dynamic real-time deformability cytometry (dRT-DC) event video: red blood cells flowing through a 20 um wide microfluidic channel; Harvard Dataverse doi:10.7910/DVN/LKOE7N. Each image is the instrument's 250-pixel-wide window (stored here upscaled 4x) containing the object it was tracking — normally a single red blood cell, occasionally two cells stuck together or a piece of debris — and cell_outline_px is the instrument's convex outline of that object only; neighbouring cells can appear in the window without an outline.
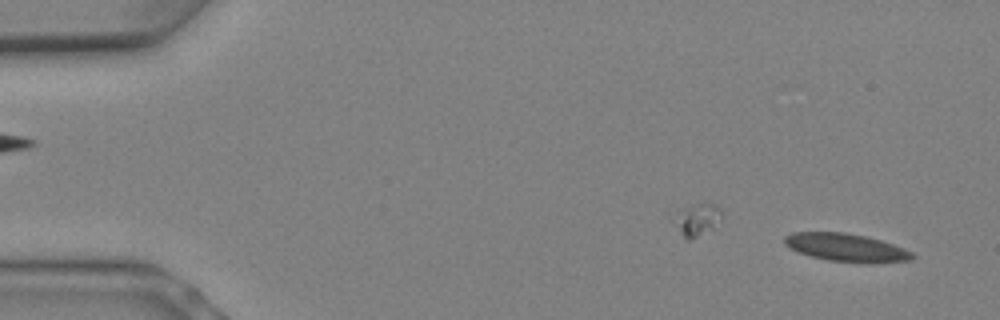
{"species": "Egyptian fruit bat (a non-hibernating species)", "species_latin": "Rousettus aegyptiacus", "temperature_condition": "warm", "stored_images_in_passage": 9, "camera_frame_rate_fps": 3000, "um_per_image_px": 0.085, "animal": {"sex": "female"}, "frame": {"image": 1, "passage_image": 1, "time_ms": 0.0, "image_size_px": [1000, 320], "cell_outline_px": [[916, 256], [908, 260], [868, 264], [828, 260], [812, 256], [800, 252], [784, 244], [784, 236], [792, 232], [844, 232], [864, 236], [880, 240], [904, 248], [912, 252]], "centroid_in_image_um": [71.94, 21.04], "position_along_channel_um": 13.1, "area_um2": 20.75}}
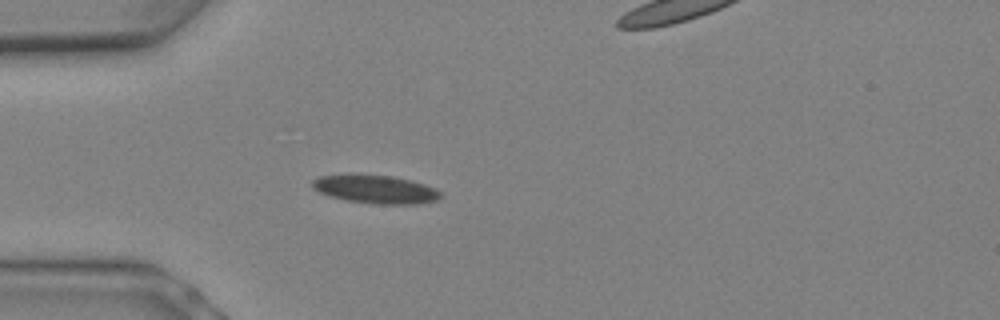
{"frame": {"image": 2, "passage_image": 6, "time_ms": 1.667, "image_size_px": [1000, 320], "cell_outline_px": [[444, 196], [436, 200], [416, 204], [372, 204], [348, 200], [328, 196], [312, 188], [312, 180], [320, 176], [348, 172], [352, 172], [392, 176], [412, 180], [436, 188]], "centroid_in_image_um": [31.89, 16.05], "position_along_channel_um": 53.1, "area_um2": 21.85}}
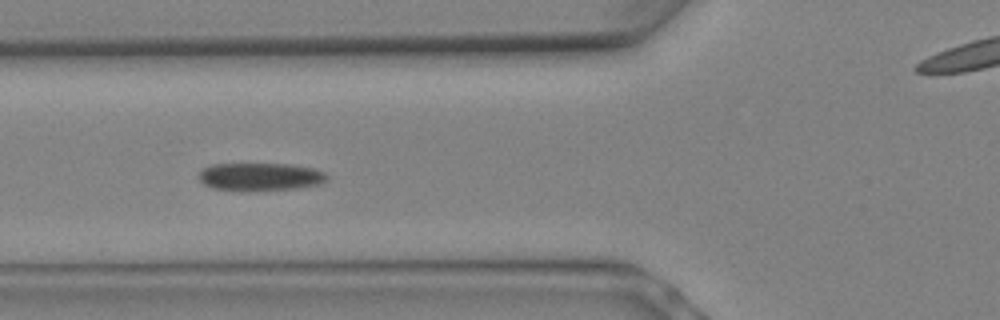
{"frame": {"image": 3, "passage_image": 8, "time_ms": 2.333, "image_size_px": [1000, 320], "cell_outline_px": [[328, 180], [324, 184], [296, 188], [256, 192], [248, 192], [212, 188], [204, 184], [196, 176], [204, 168], [212, 164], [292, 164], [312, 168], [324, 172], [328, 176]], "centroid_in_image_um": [22.14, 15.05], "position_along_channel_um": 103.7, "area_um2": 21.39}}